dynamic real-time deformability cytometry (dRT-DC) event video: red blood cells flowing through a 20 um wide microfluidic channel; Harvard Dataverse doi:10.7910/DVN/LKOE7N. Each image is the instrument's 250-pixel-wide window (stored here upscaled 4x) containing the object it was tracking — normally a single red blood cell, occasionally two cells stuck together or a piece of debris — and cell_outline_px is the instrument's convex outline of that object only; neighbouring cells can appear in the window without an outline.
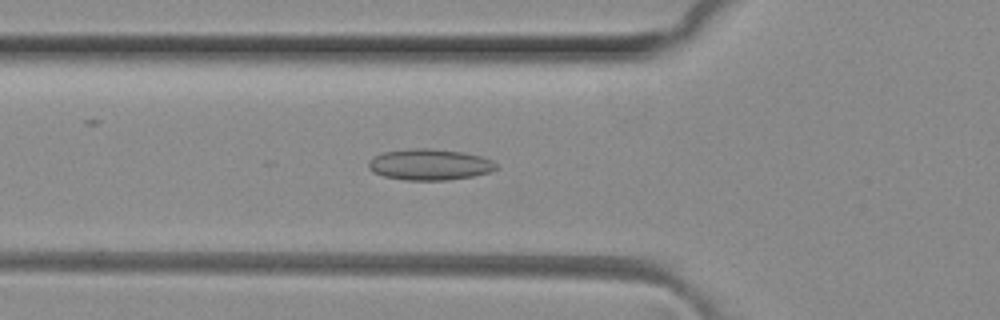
{"species": "common noctule bat (a hibernating species)", "species_latin": "Nyctalus noctula", "temperature_condition": "room temperature", "stored_images_in_passage": 48, "camera_frame_rate_fps": 3000, "um_per_image_px": 0.085, "animal": {"sex": "female", "body_mass_g": 29.2, "forearm_length_mm": 56.3}, "frame": {"image": 1, "passage_image": 16, "time_ms": 5.0, "image_size_px": [1000, 320], "cell_outline_px": [[500, 168], [488, 172], [472, 176], [448, 180], [404, 180], [384, 176], [372, 172], [368, 168], [368, 160], [372, 156], [384, 152], [412, 148], [428, 148], [460, 152], [480, 156], [492, 160]], "centroid_in_image_um": [36.48, 13.99], "position_along_channel_um": 89.3, "area_um2": 23.18}}
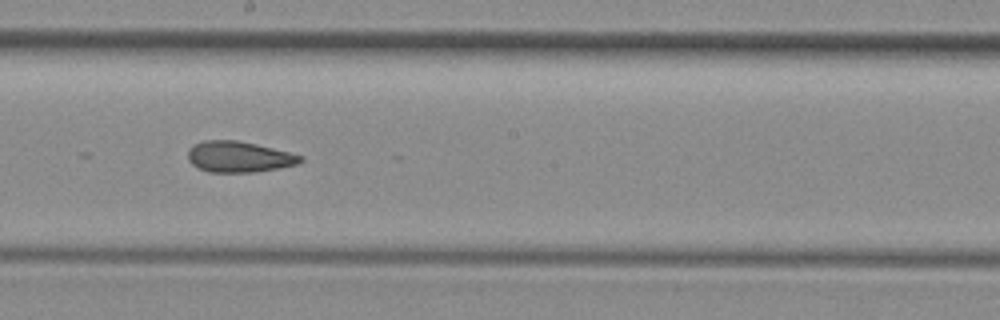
{"frame": {"image": 2, "passage_image": 26, "time_ms": 8.333, "image_size_px": [1000, 320], "cell_outline_px": [[304, 160], [300, 164], [280, 168], [256, 172], [208, 172], [192, 164], [188, 160], [188, 148], [192, 144], [204, 140], [236, 140], [256, 144], [304, 156]], "centroid_in_image_um": [20.32, 13.33], "position_along_channel_um": 227.9, "area_um2": 20.46}}
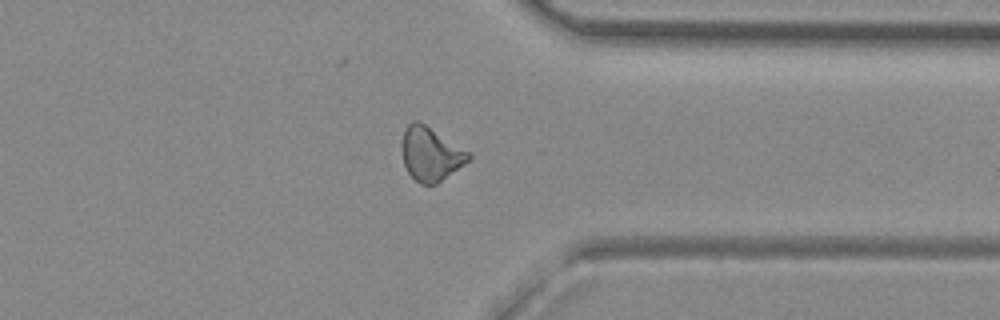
{"frame": {"image": 3, "passage_image": 37, "time_ms": 12.0, "image_size_px": [1000, 320], "cell_outline_px": [[472, 156], [468, 160], [436, 184], [420, 184], [408, 172], [404, 164], [400, 148], [404, 128], [412, 120], [420, 120], [472, 152]], "centroid_in_image_um": [36.59, 13.02], "position_along_channel_um": 374.8, "area_um2": 21.21}, "authors_computed_cell_mechanics": {"area_um2": 21.097, "velocity_mm_per_s": 4.1531, "shape_relaxation_time_tau1_ms": null, "shape_relaxation_time_tau2_ms": 2.4531, "deformation_change_tau1": null, "deformation_change_tau2": 0.1025}}